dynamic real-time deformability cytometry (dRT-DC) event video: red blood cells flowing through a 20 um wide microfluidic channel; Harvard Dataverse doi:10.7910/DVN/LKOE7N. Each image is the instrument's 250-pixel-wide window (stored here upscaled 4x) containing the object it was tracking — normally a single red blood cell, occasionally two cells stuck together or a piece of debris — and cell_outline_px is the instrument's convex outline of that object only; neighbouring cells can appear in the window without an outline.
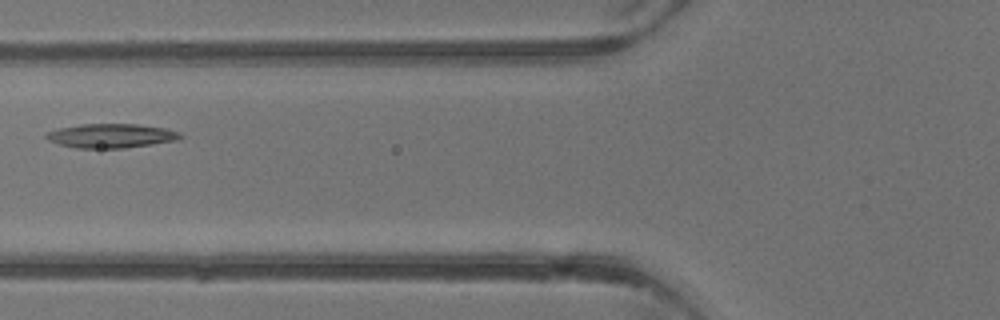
{"species": "common noctule bat (a hibernating species)", "species_latin": "Nyctalus noctula", "temperature_condition": "warm", "stored_images_in_passage": 3, "camera_frame_rate_fps": 3000, "um_per_image_px": 0.085, "animal": {"sex": "male", "body_mass_g": 13.3}, "frame": {"image": 1, "passage_image": 3, "time_ms": 2.333, "image_size_px": [1000, 320], "cell_outline_px": [[184, 136], [176, 140], [124, 148], [76, 148], [60, 144], [48, 140], [44, 136], [44, 132], [56, 128], [80, 124], [136, 124], [164, 128], [180, 132]], "centroid_in_image_um": [9.38, 11.53], "position_along_channel_um": 116.4, "area_um2": 18.9}}